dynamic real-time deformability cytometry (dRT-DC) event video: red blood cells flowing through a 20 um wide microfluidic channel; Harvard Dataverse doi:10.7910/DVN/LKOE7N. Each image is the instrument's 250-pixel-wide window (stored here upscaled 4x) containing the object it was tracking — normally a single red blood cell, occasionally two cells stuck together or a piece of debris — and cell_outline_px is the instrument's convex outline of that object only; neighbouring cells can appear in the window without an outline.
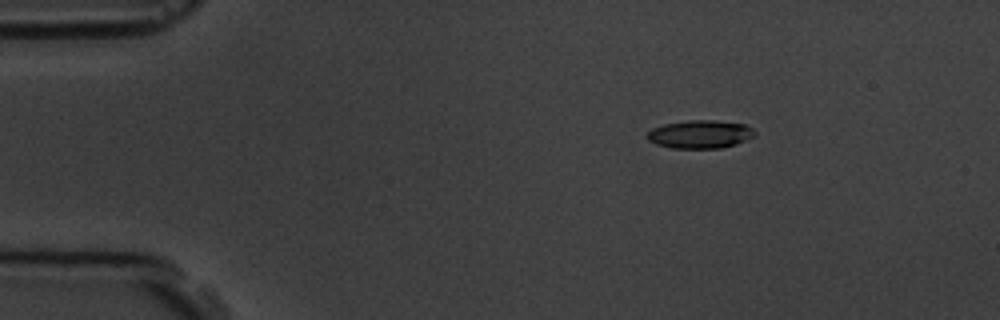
{"species": "common noctule bat (a hibernating species)", "species_latin": "Nyctalus noctula", "temperature_condition": "room temperature", "stored_images_in_passage": 13, "camera_frame_rate_fps": 3000, "um_per_image_px": 0.085, "animal": {"sex": "male", "body_mass_g": 19.5, "forearm_length_mm": 54.6}, "frame": {"image": 1, "passage_image": 1, "time_ms": 0.0, "image_size_px": [1000, 320], "cell_outline_px": [[756, 136], [736, 144], [720, 148], [672, 148], [656, 144], [648, 140], [644, 136], [652, 128], [664, 124], [688, 120], [716, 120], [744, 124], [752, 128], [756, 132]], "centroid_in_image_um": [59.5, 11.41], "position_along_channel_um": 25.5, "area_um2": 17.8}}
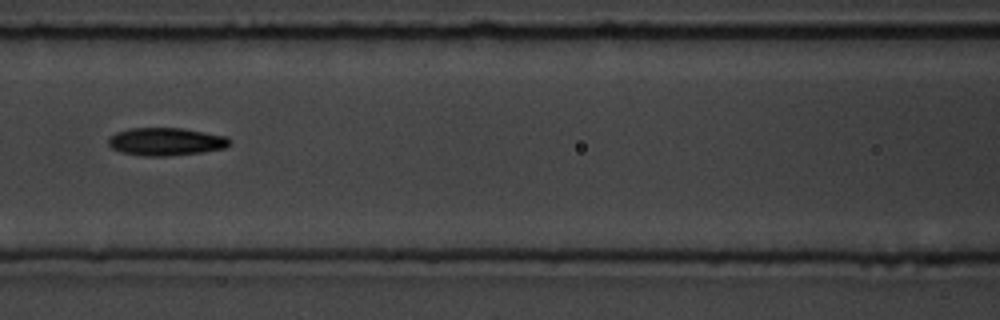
{"frame": {"image": 2, "passage_image": 5, "time_ms": 5.333, "image_size_px": [1000, 320], "cell_outline_px": [[232, 144], [224, 148], [200, 152], [168, 156], [140, 156], [120, 152], [112, 148], [108, 144], [108, 136], [116, 132], [128, 128], [180, 128], [228, 136], [232, 140]], "centroid_in_image_um": [14.08, 12.04], "position_along_channel_um": 152.5, "area_um2": 19.88}}
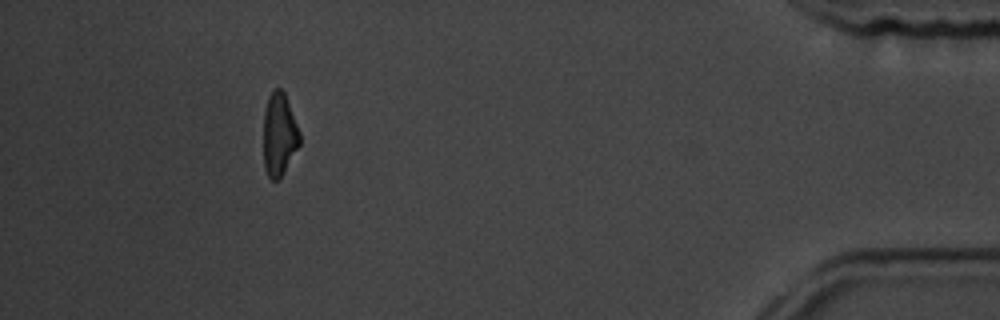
{"frame": {"image": 3, "passage_image": 12, "time_ms": 14.0, "image_size_px": [1000, 320], "cell_outline_px": [[300, 144], [280, 176], [276, 180], [272, 180], [268, 176], [264, 168], [264, 108], [268, 96], [272, 88], [280, 88], [284, 92], [300, 132]], "centroid_in_image_um": [23.72, 11.38], "position_along_channel_um": 411.5, "area_um2": 17.34}, "authors_computed_cell_mechanics": {"area_um2": 18.785, "velocity_mm_per_s": 3.6867, "shape_relaxation_time_tau1_ms": 6.6223, "shape_relaxation_time_tau2_ms": 9.2787, "deformation_change_tau1": 0.1504, "deformation_change_tau2": 0.1755}}